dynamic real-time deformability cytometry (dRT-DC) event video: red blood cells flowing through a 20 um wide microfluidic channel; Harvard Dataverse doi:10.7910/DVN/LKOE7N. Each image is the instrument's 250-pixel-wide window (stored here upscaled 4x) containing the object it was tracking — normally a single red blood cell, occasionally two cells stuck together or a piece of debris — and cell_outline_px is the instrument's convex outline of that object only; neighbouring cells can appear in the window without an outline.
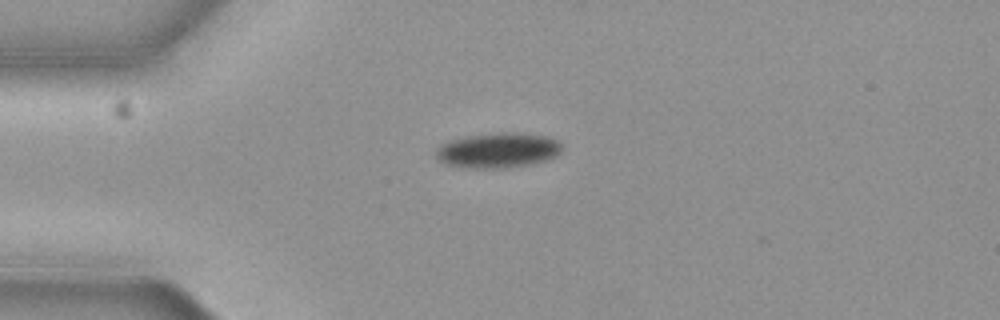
{"species": "common noctule bat (a hibernating species)", "species_latin": "Nyctalus noctula", "temperature_condition": "cold", "stored_images_in_passage": 3, "camera_frame_rate_fps": 3000, "um_per_image_px": 0.085, "animal": {"sex": "female", "body_mass_g": 19.3, "forearm_length_mm": 54.1}, "frame": {"image": 1, "passage_image": 1, "time_ms": 0.0, "image_size_px": [1000, 320], "cell_outline_px": [[560, 152], [556, 156], [544, 160], [528, 164], [504, 168], [472, 168], [444, 164], [436, 156], [436, 148], [440, 144], [448, 140], [468, 136], [500, 132], [512, 132], [548, 136], [556, 140], [560, 144]], "centroid_in_image_um": [42.28, 12.77], "position_along_channel_um": 42.7, "area_um2": 25.61}}
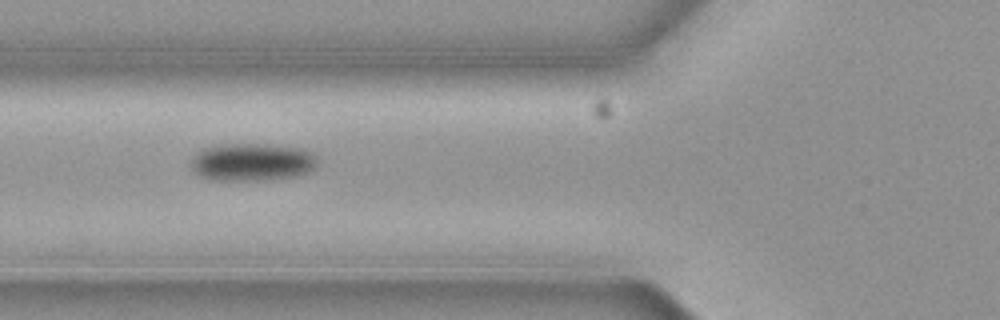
{"frame": {"image": 2, "passage_image": 3, "time_ms": 0.667, "image_size_px": [1000, 320], "cell_outline_px": [[316, 168], [300, 176], [272, 180], [212, 180], [200, 176], [192, 168], [192, 160], [204, 148], [216, 144], [264, 144], [300, 148], [316, 156]], "centroid_in_image_um": [21.46, 13.79], "position_along_channel_um": 104.3, "area_um2": 27.8}}